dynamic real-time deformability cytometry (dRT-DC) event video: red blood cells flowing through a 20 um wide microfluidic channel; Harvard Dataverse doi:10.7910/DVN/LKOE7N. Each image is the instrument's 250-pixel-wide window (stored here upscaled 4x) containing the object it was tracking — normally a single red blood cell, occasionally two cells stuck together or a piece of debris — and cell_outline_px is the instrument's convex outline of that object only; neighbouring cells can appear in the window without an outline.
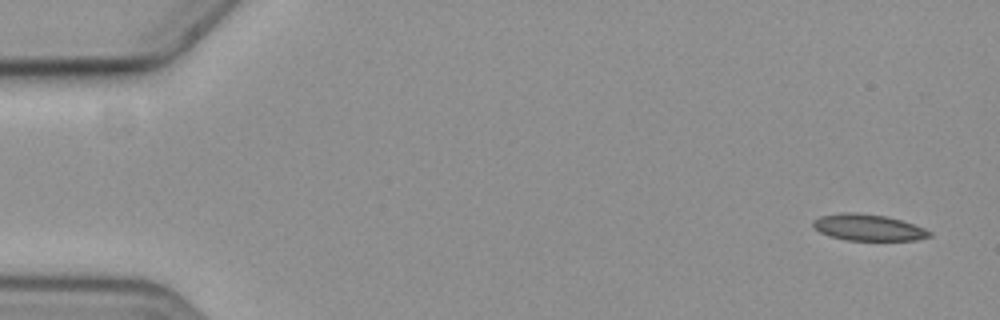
{"species": "common noctule bat (a hibernating species)", "species_latin": "Nyctalus noctula", "temperature_condition": "cold", "stored_images_in_passage": 6, "segment_of_instrument_passage": [1, 2], "camera_frame_rate_fps": 3000, "um_per_image_px": 0.085, "animal": {"sex": "female", "body_mass_g": 19.3, "forearm_length_mm": 54.1}, "frame": {"image": 1, "passage_image": 1, "time_ms": 0.0, "image_size_px": [1000, 320], "cell_outline_px": [[932, 236], [916, 240], [844, 240], [828, 236], [820, 232], [812, 224], [812, 220], [820, 216], [844, 212], [856, 212], [884, 216], [900, 220], [924, 228], [932, 232]], "centroid_in_image_um": [73.77, 19.34], "position_along_channel_um": 11.2, "area_um2": 17.86}}